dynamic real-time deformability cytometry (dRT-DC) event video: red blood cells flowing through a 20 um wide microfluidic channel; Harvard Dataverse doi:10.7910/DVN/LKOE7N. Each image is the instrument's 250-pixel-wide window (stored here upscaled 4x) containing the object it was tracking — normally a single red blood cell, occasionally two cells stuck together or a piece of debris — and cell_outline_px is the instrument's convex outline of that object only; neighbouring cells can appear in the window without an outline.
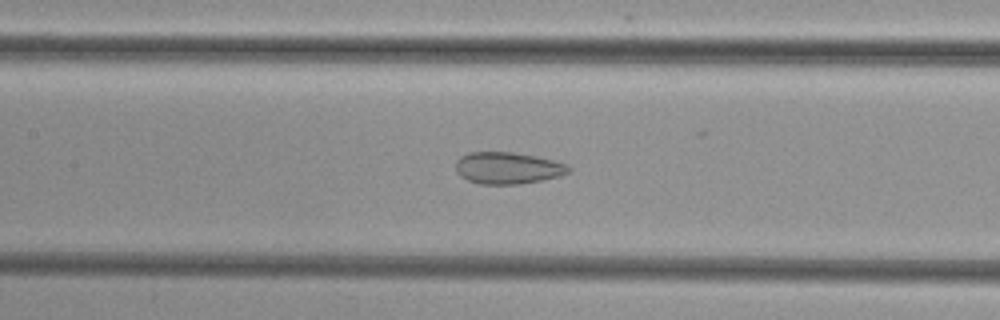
{"species": "common noctule bat (a hibernating species)", "species_latin": "Nyctalus noctula", "temperature_condition": "cold", "stored_images_in_passage": 39, "camera_frame_rate_fps": 3000, "um_per_image_px": 0.085, "animal": {"sex": "female", "body_mass_g": 29.2, "forearm_length_mm": 56.3}, "frame": {"image": 1, "passage_image": 12, "time_ms": 3.667, "image_size_px": [1000, 320], "cell_outline_px": [[572, 168], [568, 172], [556, 176], [540, 180], [520, 184], [480, 184], [468, 180], [460, 176], [456, 172], [456, 160], [460, 156], [468, 152], [512, 152], [536, 156], [568, 164]], "centroid_in_image_um": [43.12, 14.27], "position_along_channel_um": 164.3, "area_um2": 20.87}}
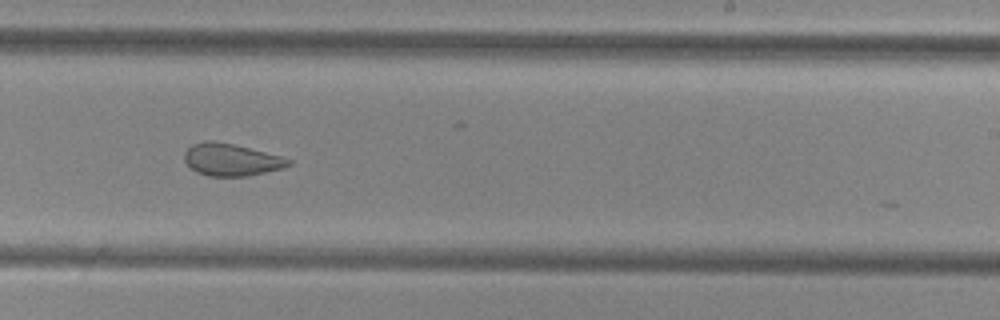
{"frame": {"image": 2, "passage_image": 20, "time_ms": 6.333, "image_size_px": [1000, 320], "cell_outline_px": [[292, 164], [284, 168], [248, 176], [208, 176], [196, 172], [184, 160], [184, 152], [192, 144], [204, 140], [212, 140], [232, 144], [280, 156], [292, 160]], "centroid_in_image_um": [19.64, 13.58], "position_along_channel_um": 269.4, "area_um2": 19.48}}
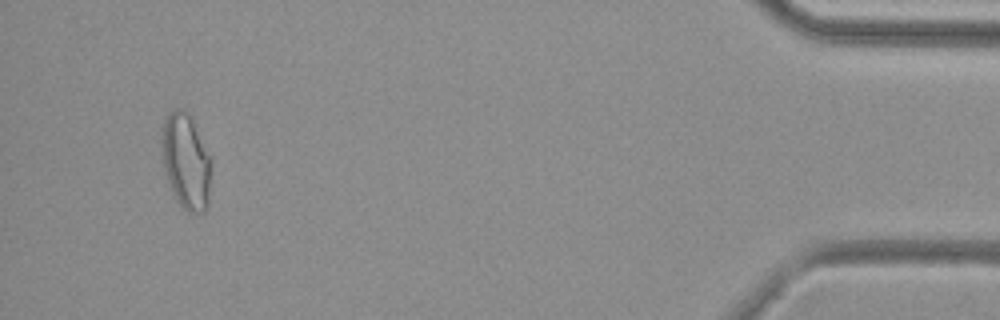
{"frame": {"image": 3, "passage_image": 37, "time_ms": 12.0, "image_size_px": [1000, 320], "cell_outline_px": [[208, 208], [204, 212], [188, 212], [176, 200], [164, 172], [160, 140], [164, 120], [168, 112], [176, 108], [184, 108], [188, 112], [208, 156]], "centroid_in_image_um": [15.73, 13.69], "position_along_channel_um": 419.5, "area_um2": 26.82}}